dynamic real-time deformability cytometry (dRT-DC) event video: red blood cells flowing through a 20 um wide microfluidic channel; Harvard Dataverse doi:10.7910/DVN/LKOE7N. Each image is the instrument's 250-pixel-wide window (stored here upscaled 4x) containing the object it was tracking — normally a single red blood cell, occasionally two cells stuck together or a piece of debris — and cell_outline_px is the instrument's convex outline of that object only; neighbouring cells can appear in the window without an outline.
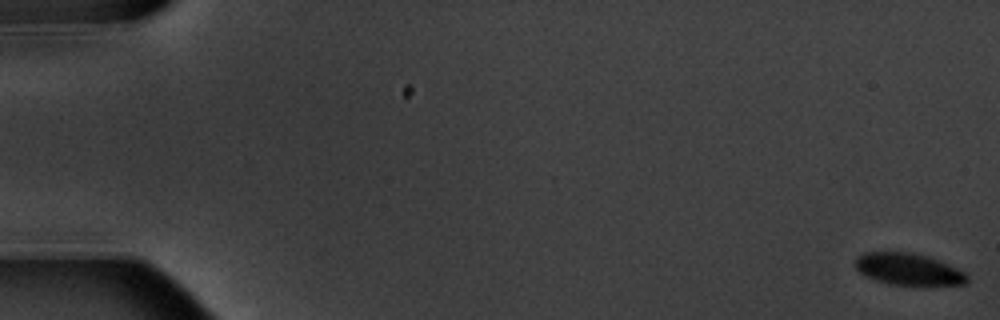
{"species": "common noctule bat (a hibernating species)", "species_latin": "Nyctalus noctula", "temperature_condition": "warm", "stored_images_in_passage": 6, "camera_frame_rate_fps": 3000, "um_per_image_px": 0.085, "animal": {"sex": "male", "body_mass_g": 20.1, "forearm_length_mm": 53.5}, "frame": {"image": 1, "passage_image": 1, "time_ms": 0.0, "image_size_px": [1000, 320], "cell_outline_px": [[968, 280], [964, 284], [920, 288], [888, 284], [864, 276], [856, 268], [856, 256], [864, 252], [912, 252], [928, 256], [948, 264], [964, 272], [968, 276]], "centroid_in_image_um": [77.24, 22.93], "position_along_channel_um": 7.8, "area_um2": 21.56}}
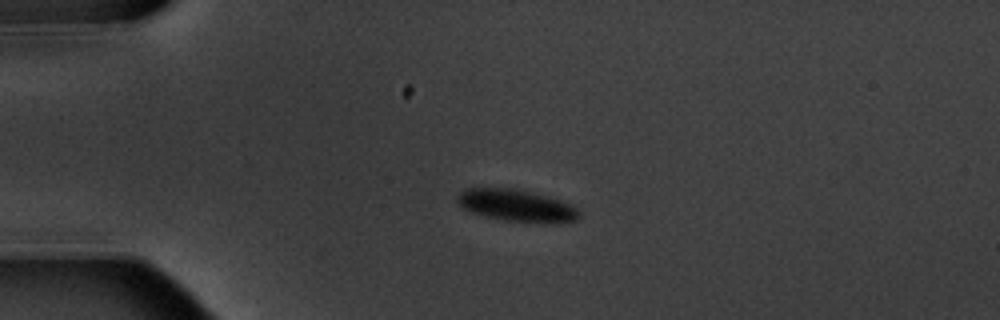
{"frame": {"image": 2, "passage_image": 5, "time_ms": 4.667, "image_size_px": [1000, 320], "cell_outline_px": [[580, 216], [576, 220], [556, 224], [504, 220], [484, 216], [472, 212], [464, 208], [456, 200], [456, 196], [460, 192], [468, 188], [512, 188], [532, 192], [548, 196], [572, 204], [580, 212]], "centroid_in_image_um": [43.95, 17.48], "position_along_channel_um": 41.1, "area_um2": 22.83}}